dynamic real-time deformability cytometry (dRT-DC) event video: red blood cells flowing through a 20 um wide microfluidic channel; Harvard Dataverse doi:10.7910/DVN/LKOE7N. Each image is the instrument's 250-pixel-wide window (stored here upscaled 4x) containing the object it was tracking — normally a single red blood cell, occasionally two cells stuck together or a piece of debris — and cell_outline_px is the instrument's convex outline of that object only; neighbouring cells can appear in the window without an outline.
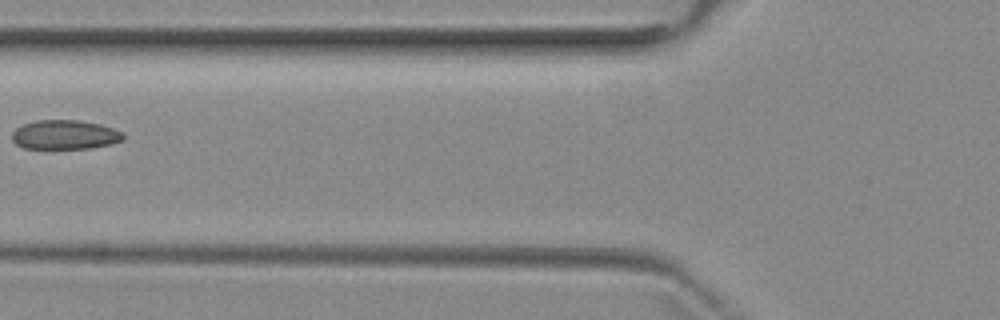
{"species": "common noctule bat (a hibernating species)", "species_latin": "Nyctalus noctula", "temperature_condition": "room temperature", "stored_images_in_passage": 2, "camera_frame_rate_fps": 3000, "um_per_image_px": 0.085, "animal": {"sex": "female", "body_mass_g": 29.2, "forearm_length_mm": 56.3}, "frame": {"image": 1, "passage_image": 2, "time_ms": 2.333, "image_size_px": [1000, 320], "cell_outline_px": [[124, 140], [112, 144], [92, 148], [24, 148], [16, 144], [12, 140], [12, 132], [16, 128], [24, 124], [36, 120], [80, 120], [100, 124], [124, 132]], "centroid_in_image_um": [5.54, 11.45], "position_along_channel_um": 120.3, "area_um2": 19.07}}